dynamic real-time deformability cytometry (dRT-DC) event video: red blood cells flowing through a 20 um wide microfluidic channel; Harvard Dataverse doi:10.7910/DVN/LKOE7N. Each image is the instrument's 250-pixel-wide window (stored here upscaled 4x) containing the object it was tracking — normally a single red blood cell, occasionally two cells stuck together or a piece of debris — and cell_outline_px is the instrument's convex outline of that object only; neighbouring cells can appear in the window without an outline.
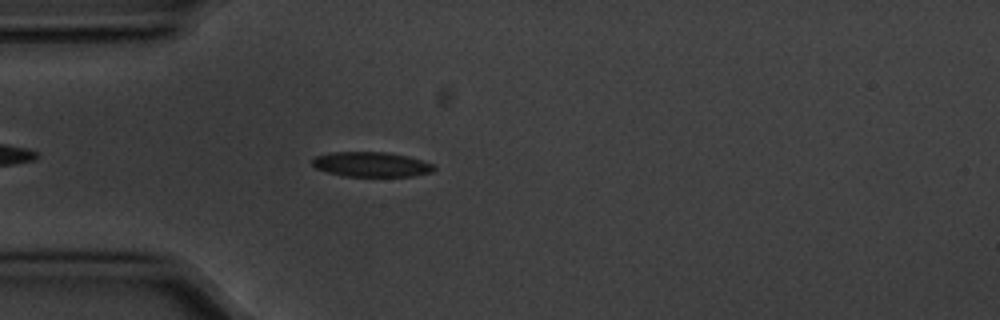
{"species": "common noctule bat (a hibernating species)", "species_latin": "Nyctalus noctula", "temperature_condition": "cold", "stored_images_in_passage": 2, "camera_frame_rate_fps": 3000, "um_per_image_px": 0.085, "animal": {"sex": "male", "body_mass_g": 20.1, "forearm_length_mm": 53.5}, "frame": {"image": 1, "passage_image": 2, "time_ms": 0.333, "image_size_px": [1000, 320], "cell_outline_px": [[436, 168], [432, 172], [412, 176], [344, 176], [328, 172], [316, 168], [312, 164], [312, 160], [316, 156], [332, 152], [388, 152], [408, 156], [436, 164]], "centroid_in_image_um": [31.61, 13.97], "position_along_channel_um": 53.4, "area_um2": 17.69}}